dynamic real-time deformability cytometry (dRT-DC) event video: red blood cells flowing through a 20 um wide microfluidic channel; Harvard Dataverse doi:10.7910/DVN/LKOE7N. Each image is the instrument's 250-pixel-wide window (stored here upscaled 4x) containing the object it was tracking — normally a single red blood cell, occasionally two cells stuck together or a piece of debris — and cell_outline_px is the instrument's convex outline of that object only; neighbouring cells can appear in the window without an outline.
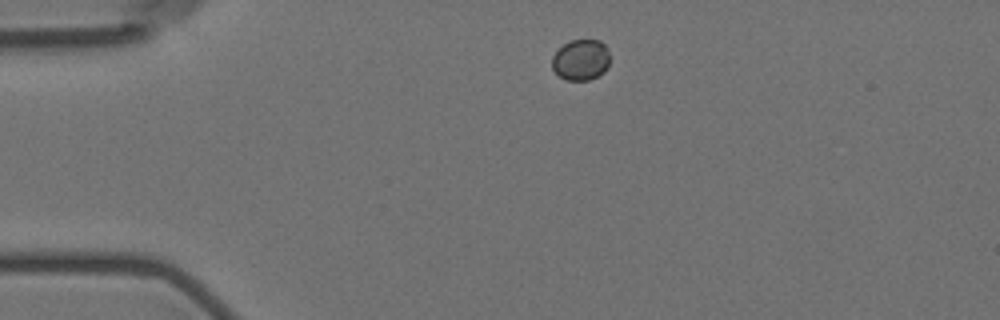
{"species": "Egyptian fruit bat (a non-hibernating species)", "species_latin": "Rousettus aegyptiacus", "temperature_condition": "room temperature", "stored_images_in_passage": 13, "camera_frame_rate_fps": 3000, "um_per_image_px": 0.085, "animal": {"sex": "female"}, "frame": {"image": 1, "passage_image": 1, "time_ms": 0.0, "image_size_px": [1000, 320], "cell_outline_px": [[608, 68], [604, 72], [588, 80], [568, 80], [560, 76], [552, 68], [552, 56], [564, 44], [572, 40], [600, 40], [604, 44], [608, 52]], "centroid_in_image_um": [49.37, 5.09], "position_along_channel_um": 35.6, "area_um2": 13.58}}
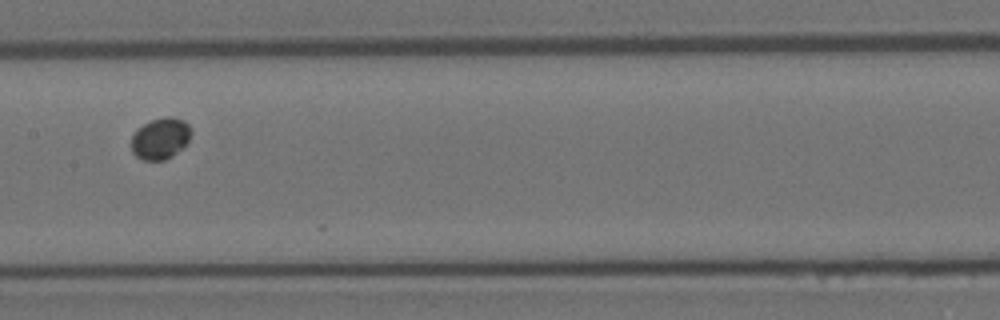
{"frame": {"image": 2, "passage_image": 6, "time_ms": 5.667, "image_size_px": [1000, 320], "cell_outline_px": [[192, 132], [184, 148], [172, 156], [164, 160], [144, 160], [136, 156], [132, 152], [132, 136], [136, 128], [152, 120], [164, 116], [168, 116], [184, 120], [188, 124]], "centroid_in_image_um": [13.64, 11.77], "position_along_channel_um": 193.8, "area_um2": 14.51}}
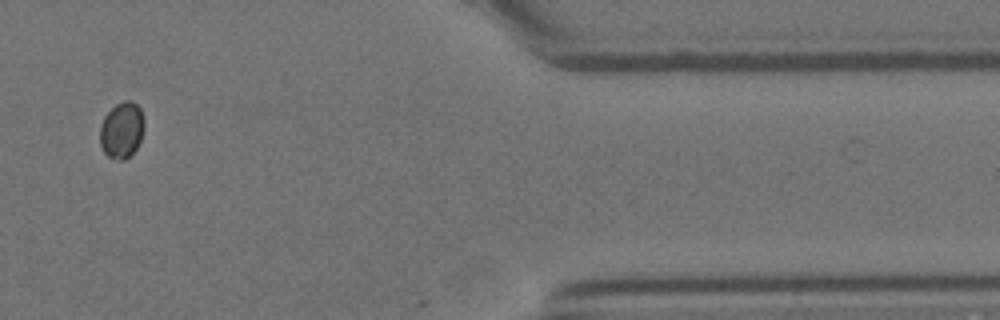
{"frame": {"image": 3, "passage_image": 11, "time_ms": 12.667, "image_size_px": [1000, 320], "cell_outline_px": [[144, 128], [140, 140], [136, 148], [124, 160], [120, 160], [108, 156], [104, 152], [100, 144], [100, 124], [104, 116], [116, 104], [124, 100], [132, 100], [140, 108], [144, 116]], "centroid_in_image_um": [10.35, 11.03], "position_along_channel_um": 401.0, "area_um2": 14.51}}